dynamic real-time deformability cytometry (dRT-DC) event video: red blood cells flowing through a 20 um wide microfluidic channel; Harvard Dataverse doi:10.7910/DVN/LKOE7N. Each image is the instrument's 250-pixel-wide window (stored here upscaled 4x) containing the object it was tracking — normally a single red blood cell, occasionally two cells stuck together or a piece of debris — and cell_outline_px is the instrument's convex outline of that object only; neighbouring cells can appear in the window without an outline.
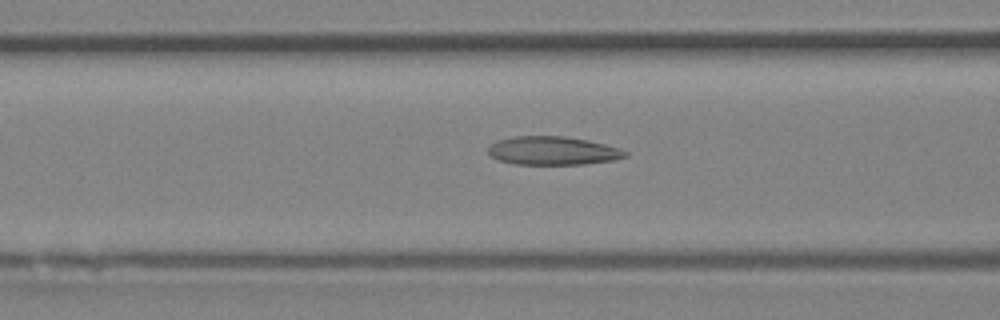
{"species": "Egyptian fruit bat (a non-hibernating species)", "species_latin": "Rousettus aegyptiacus", "temperature_condition": "room temperature", "stored_images_in_passage": 45, "camera_frame_rate_fps": 3000, "um_per_image_px": 0.085, "animal": {"sex": "female"}, "frame": {"image": 1, "passage_image": 18, "time_ms": 5.667, "image_size_px": [1000, 320], "cell_outline_px": [[628, 156], [612, 160], [584, 164], [516, 164], [500, 160], [492, 156], [488, 152], [488, 148], [496, 140], [512, 136], [564, 136], [588, 140], [604, 144], [628, 152]], "centroid_in_image_um": [46.97, 12.8], "position_along_channel_um": 119.6, "area_um2": 22.54}}
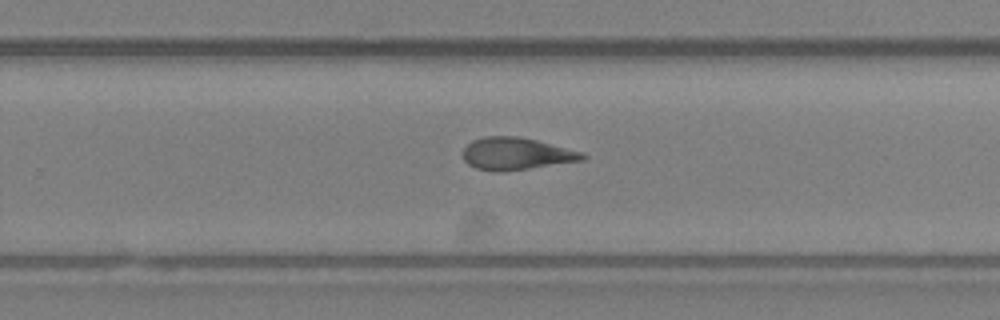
{"frame": {"image": 2, "passage_image": 29, "time_ms": 9.333, "image_size_px": [1000, 320], "cell_outline_px": [[588, 156], [584, 160], [528, 168], [476, 168], [468, 164], [464, 160], [464, 148], [472, 140], [484, 136], [516, 136], [536, 140], [584, 152]], "centroid_in_image_um": [43.94, 13.01], "position_along_channel_um": 285.9, "area_um2": 21.56}}
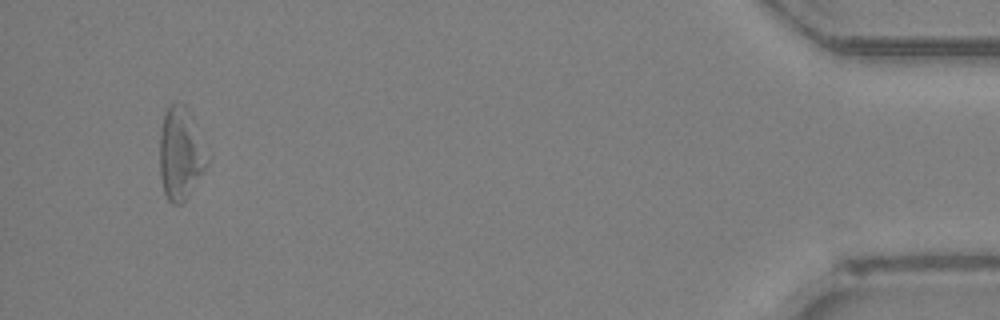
{"frame": {"image": 3, "passage_image": 43, "time_ms": 14.0, "image_size_px": [1000, 320], "cell_outline_px": [[208, 164], [188, 196], [180, 204], [172, 204], [168, 200], [164, 192], [160, 176], [160, 132], [164, 112], [172, 104], [184, 104], [188, 108], [192, 116], [208, 160]], "centroid_in_image_um": [15.32, 13.07], "position_along_channel_um": 419.9, "area_um2": 25.14}, "authors_computed_cell_mechanics": {"area_um2": 24.0448, "velocity_mm_per_s": 4.5494, "shape_relaxation_time_tau1_ms": null, "shape_relaxation_time_tau2_ms": 2.4924, "deformation_change_tau1": null, "deformation_change_tau2": 0.1198}}